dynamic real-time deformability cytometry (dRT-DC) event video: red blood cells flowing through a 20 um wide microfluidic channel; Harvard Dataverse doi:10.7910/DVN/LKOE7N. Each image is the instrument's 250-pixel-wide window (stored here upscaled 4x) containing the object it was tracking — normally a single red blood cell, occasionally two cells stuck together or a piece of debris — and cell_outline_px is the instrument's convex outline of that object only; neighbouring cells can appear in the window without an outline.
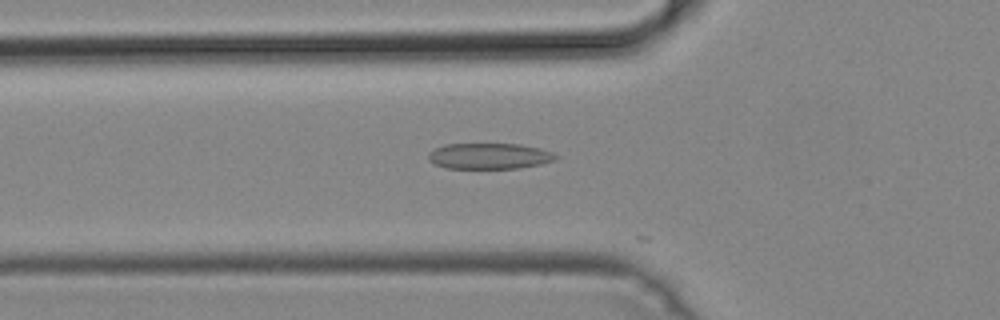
{"species": "common noctule bat (a hibernating species)", "species_latin": "Nyctalus noctula", "temperature_condition": "cold", "stored_images_in_passage": 13, "camera_frame_rate_fps": 3000, "um_per_image_px": 0.085, "animal": {"sex": "male", "body_mass_g": 19.2, "forearm_length_mm": 51.8}, "frame": {"image": 1, "passage_image": 9, "time_ms": 2.667, "image_size_px": [1000, 320], "cell_outline_px": [[560, 156], [556, 160], [540, 164], [520, 168], [444, 168], [432, 164], [428, 160], [428, 152], [444, 144], [520, 144], [540, 148], [552, 152]], "centroid_in_image_um": [41.58, 13.27], "position_along_channel_um": 84.2, "area_um2": 19.42}}
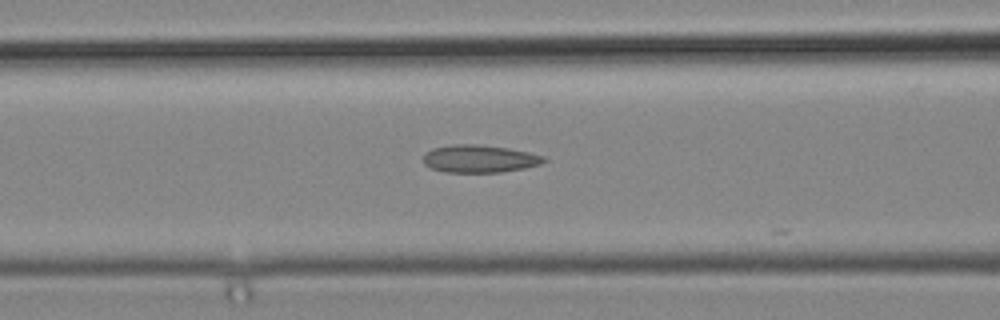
{"frame": {"image": 2, "passage_image": 12, "time_ms": 3.667, "image_size_px": [1000, 320], "cell_outline_px": [[548, 160], [540, 164], [524, 168], [500, 172], [444, 172], [432, 168], [424, 164], [424, 152], [432, 148], [452, 144], [476, 144], [508, 148], [528, 152], [544, 156]], "centroid_in_image_um": [40.74, 13.49], "position_along_channel_um": 125.9, "area_um2": 19.42}}